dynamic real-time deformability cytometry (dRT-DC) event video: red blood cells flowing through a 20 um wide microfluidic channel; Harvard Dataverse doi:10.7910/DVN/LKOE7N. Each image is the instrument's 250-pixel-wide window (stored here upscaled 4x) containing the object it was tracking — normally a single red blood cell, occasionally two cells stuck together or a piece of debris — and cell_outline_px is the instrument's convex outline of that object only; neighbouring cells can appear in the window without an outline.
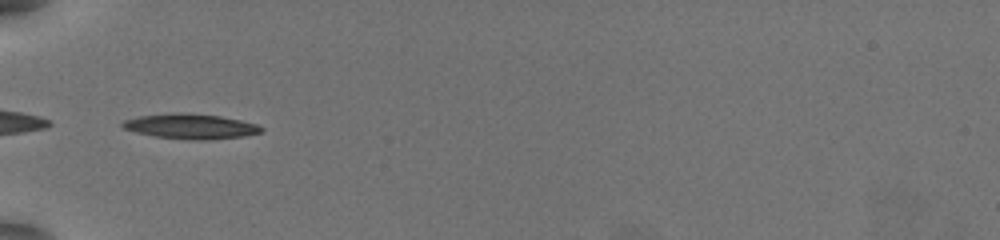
{"species": "common noctule bat (a hibernating species)", "species_latin": "Nyctalus noctula", "temperature_condition": "warm", "stored_images_in_passage": 35, "camera_frame_rate_fps": 3000, "um_per_image_px": 0.085, "animal": {"sex": "female", "body_mass_g": 19.5, "forearm_length_mm": 54.1}, "frame": {"image": 1, "passage_image": 1, "time_ms": 0.0, "image_size_px": [1000, 240], "cell_outline_px": [[264, 132], [244, 136], [204, 140], [188, 140], [156, 136], [136, 132], [124, 128], [120, 124], [124, 120], [136, 116], [172, 112], [184, 112], [220, 116], [260, 124], [264, 128]], "centroid_in_image_um": [16.23, 10.73], "position_along_channel_um": 68.8, "area_um2": 20.52}}
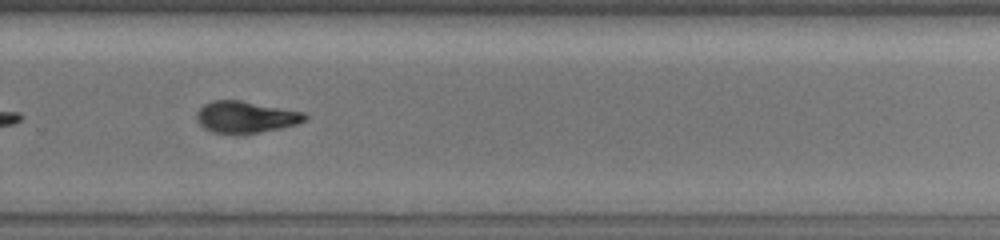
{"frame": {"image": 2, "passage_image": 20, "time_ms": 6.333, "image_size_px": [1000, 240], "cell_outline_px": [[308, 116], [304, 120], [296, 124], [280, 128], [240, 136], [212, 132], [204, 128], [196, 120], [196, 112], [204, 104], [212, 100], [240, 100], [304, 112]], "centroid_in_image_um": [20.84, 9.97], "position_along_channel_um": 309.0, "area_um2": 20.29}}
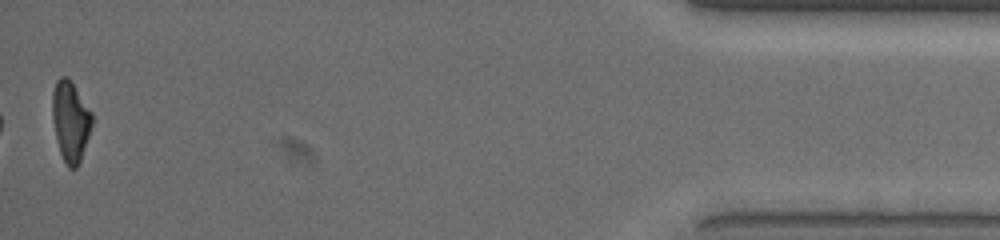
{"frame": {"image": 3, "passage_image": 35, "time_ms": 11.333, "image_size_px": [1000, 240], "cell_outline_px": [[92, 124], [80, 160], [76, 168], [68, 168], [60, 152], [52, 120], [52, 92], [56, 80], [60, 76], [68, 76], [92, 112]], "centroid_in_image_um": [5.97, 10.25], "position_along_channel_um": 429.2, "area_um2": 18.44}, "authors_computed_cell_mechanics": {"area_um2": 20.2878, "velocity_mm_per_s": 3.8844, "shape_relaxation_time_tau1_ms": 3.8812, "shape_relaxation_time_tau2_ms": 7.1663, "deformation_change_tau1": 0.1954, "deformation_change_tau2": 0.1098}}